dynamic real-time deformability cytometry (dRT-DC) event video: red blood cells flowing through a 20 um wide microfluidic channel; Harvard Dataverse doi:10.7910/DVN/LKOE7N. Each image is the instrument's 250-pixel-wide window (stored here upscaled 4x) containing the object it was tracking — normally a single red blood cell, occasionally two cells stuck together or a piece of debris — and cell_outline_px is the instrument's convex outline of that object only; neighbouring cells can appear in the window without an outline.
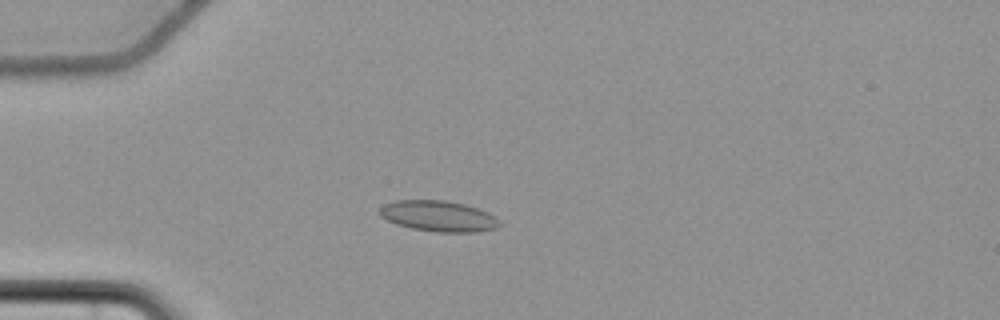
{"species": "common noctule bat (a hibernating species)", "species_latin": "Nyctalus noctula", "temperature_condition": "cold", "stored_images_in_passage": 51, "camera_frame_rate_fps": 3000, "um_per_image_px": 0.085, "animal": {"sex": "female", "body_mass_g": 22.7, "forearm_length_mm": 54.2}, "frame": {"image": 1, "passage_image": 17, "time_ms": 5.333, "image_size_px": [1000, 320], "cell_outline_px": [[500, 224], [496, 228], [476, 232], [436, 232], [412, 228], [396, 224], [380, 216], [380, 208], [384, 204], [396, 200], [444, 200], [464, 204], [488, 212], [496, 216]], "centroid_in_image_um": [37.27, 18.37], "position_along_channel_um": 47.7, "area_um2": 21.44}}
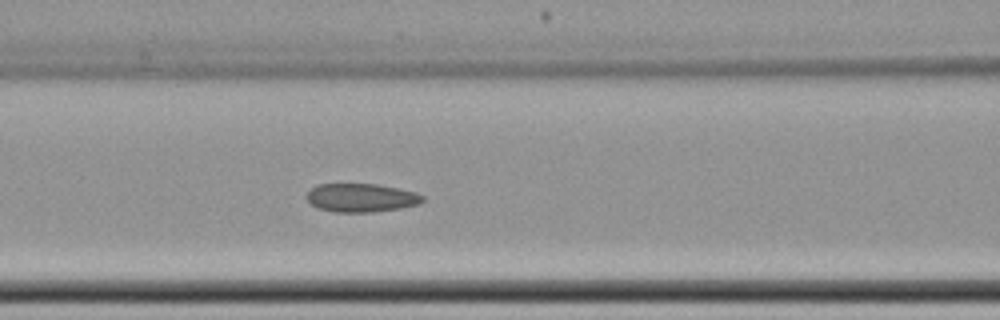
{"frame": {"image": 2, "passage_image": 26, "time_ms": 8.333, "image_size_px": [1000, 320], "cell_outline_px": [[424, 200], [416, 204], [400, 208], [372, 212], [336, 212], [320, 208], [312, 204], [304, 196], [316, 184], [376, 184], [416, 192], [424, 196]], "centroid_in_image_um": [30.68, 16.8], "position_along_channel_um": 135.9, "area_um2": 19.07}}
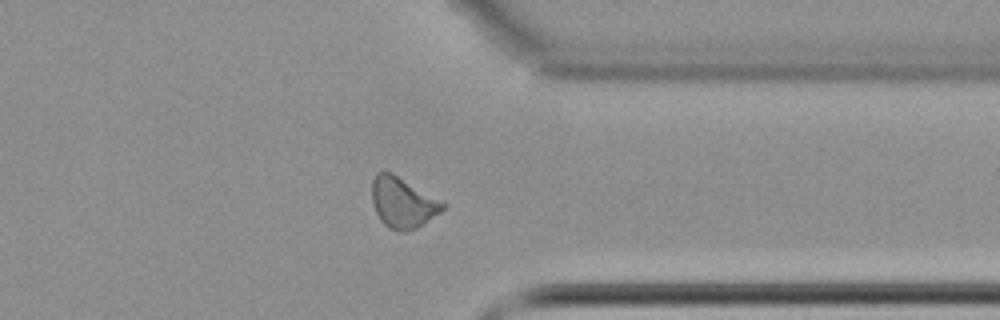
{"frame": {"image": 3, "passage_image": 46, "time_ms": 15.0, "image_size_px": [1000, 320], "cell_outline_px": [[448, 204], [440, 212], [416, 228], [404, 232], [400, 232], [388, 228], [380, 220], [376, 212], [372, 200], [372, 180], [376, 172], [392, 172]], "centroid_in_image_um": [34.22, 17.21], "position_along_channel_um": 377.2, "area_um2": 20.87}, "authors_computed_cell_mechanics": {"area_um2": 20.4034, "velocity_mm_per_s": 3.669, "shape_relaxation_time_tau1_ms": null, "shape_relaxation_time_tau2_ms": 4.5203, "deformation_change_tau1": null, "deformation_change_tau2": 0.0854}}